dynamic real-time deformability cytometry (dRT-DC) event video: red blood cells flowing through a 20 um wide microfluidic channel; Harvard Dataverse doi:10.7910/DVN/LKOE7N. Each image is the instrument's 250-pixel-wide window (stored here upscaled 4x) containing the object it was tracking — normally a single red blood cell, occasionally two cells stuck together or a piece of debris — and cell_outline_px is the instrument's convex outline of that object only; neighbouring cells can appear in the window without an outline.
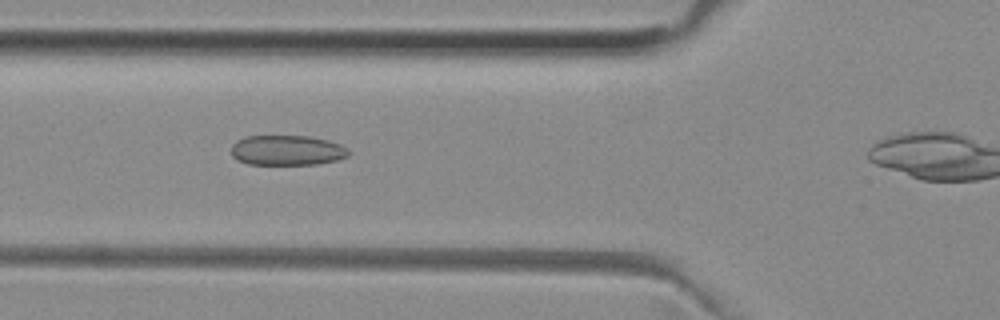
{"species": "common noctule bat (a hibernating species)", "species_latin": "Nyctalus noctula", "temperature_condition": "room temperature", "stored_images_in_passage": 33, "camera_frame_rate_fps": 3000, "um_per_image_px": 0.085, "animal": {"sex": "female", "body_mass_g": 29.2, "forearm_length_mm": 56.3}, "frame": {"image": 1, "passage_image": 8, "time_ms": 2.333, "image_size_px": [1000, 320], "cell_outline_px": [[352, 152], [348, 156], [336, 160], [320, 164], [248, 164], [236, 160], [232, 156], [232, 144], [236, 140], [248, 136], [308, 136], [328, 140], [340, 144], [348, 148]], "centroid_in_image_um": [24.42, 12.78], "position_along_channel_um": 101.4, "area_um2": 20.75}}
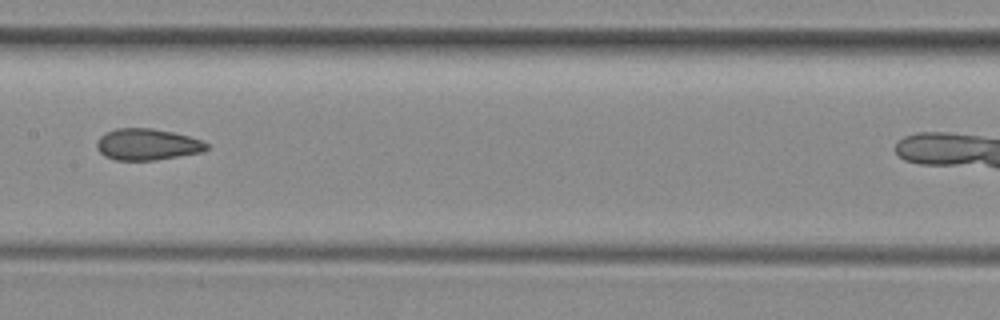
{"frame": {"image": 2, "passage_image": 15, "time_ms": 4.667, "image_size_px": [1000, 320], "cell_outline_px": [[208, 148], [204, 152], [156, 160], [116, 160], [104, 156], [96, 148], [96, 144], [100, 136], [104, 132], [116, 128], [152, 128], [172, 132], [188, 136], [200, 140], [208, 144]], "centroid_in_image_um": [12.49, 12.28], "position_along_channel_um": 194.9, "area_um2": 20.23}}
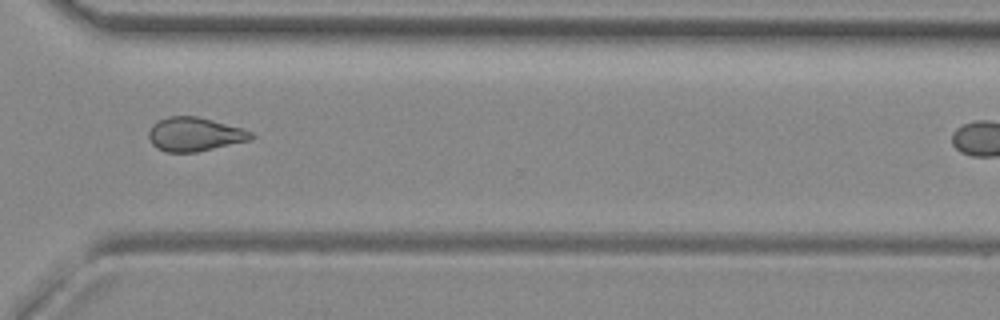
{"frame": {"image": 3, "passage_image": 27, "time_ms": 8.667, "image_size_px": [1000, 320], "cell_outline_px": [[256, 136], [252, 140], [196, 152], [164, 152], [156, 148], [152, 144], [148, 136], [148, 132], [152, 124], [168, 116], [196, 116], [244, 128], [252, 132]], "centroid_in_image_um": [16.56, 11.42], "position_along_channel_um": 354.0, "area_um2": 20.4}, "authors_computed_cell_mechanics": {"area_um2": 20.3456, "velocity_mm_per_s": 3.9843, "shape_relaxation_time_tau1_ms": null, "shape_relaxation_time_tau2_ms": 2.06, "deformation_change_tau1": null, "deformation_change_tau2": 0.0877}}